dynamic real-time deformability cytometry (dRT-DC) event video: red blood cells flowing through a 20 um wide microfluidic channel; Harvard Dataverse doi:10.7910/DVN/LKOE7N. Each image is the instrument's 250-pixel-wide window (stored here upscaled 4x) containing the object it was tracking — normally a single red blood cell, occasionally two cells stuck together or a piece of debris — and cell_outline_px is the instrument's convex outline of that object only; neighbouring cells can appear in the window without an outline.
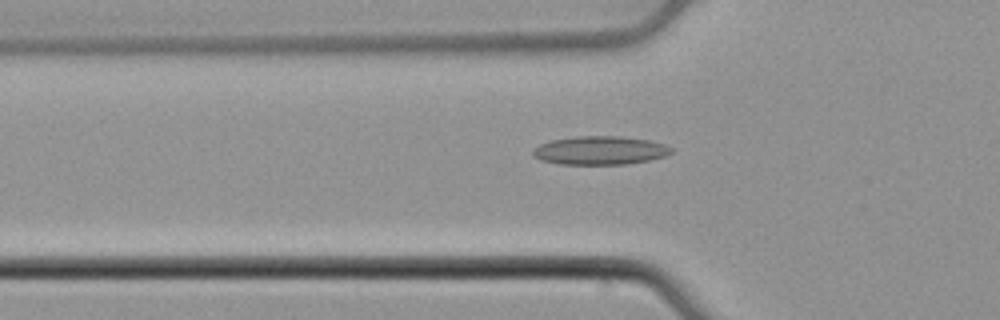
{"species": "common noctule bat (a hibernating species)", "species_latin": "Nyctalus noctula", "temperature_condition": "cold", "stored_images_in_passage": 45, "camera_frame_rate_fps": 3000, "um_per_image_px": 0.085, "animal": {"sex": "male", "body_mass_g": 21.5, "forearm_length_mm": 52.0}, "frame": {"image": 1, "passage_image": 10, "time_ms": 3.0, "image_size_px": [1000, 320], "cell_outline_px": [[672, 152], [664, 156], [648, 160], [624, 164], [560, 164], [540, 160], [532, 156], [532, 152], [540, 144], [552, 140], [576, 136], [620, 136], [648, 140], [664, 144], [672, 148]], "centroid_in_image_um": [50.98, 12.78], "position_along_channel_um": 74.8, "area_um2": 22.83}}
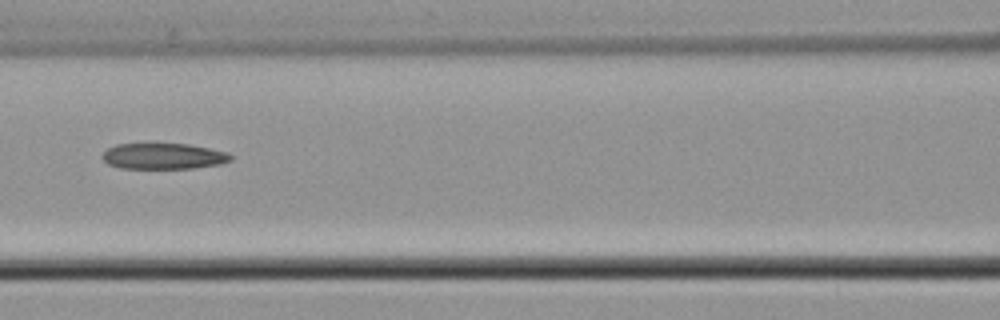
{"frame": {"image": 2, "passage_image": 16, "time_ms": 5.0, "image_size_px": [1000, 320], "cell_outline_px": [[232, 160], [220, 164], [192, 168], [120, 168], [108, 164], [100, 156], [108, 148], [116, 144], [188, 144], [228, 152], [232, 156]], "centroid_in_image_um": [13.89, 13.27], "position_along_channel_um": 152.7, "area_um2": 19.31}}
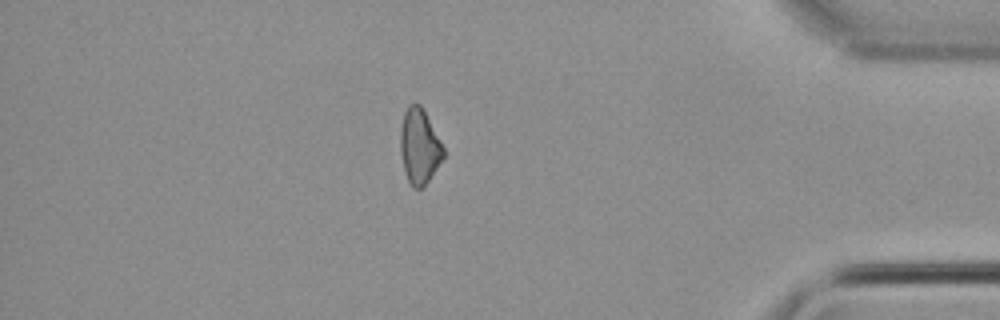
{"frame": {"image": 3, "passage_image": 38, "time_ms": 12.333, "image_size_px": [1000, 320], "cell_outline_px": [[444, 156], [424, 188], [412, 188], [408, 180], [404, 168], [400, 152], [400, 128], [404, 112], [408, 104], [420, 104], [440, 140], [444, 148]], "centroid_in_image_um": [35.63, 12.46], "position_along_channel_um": 399.6, "area_um2": 18.73}}